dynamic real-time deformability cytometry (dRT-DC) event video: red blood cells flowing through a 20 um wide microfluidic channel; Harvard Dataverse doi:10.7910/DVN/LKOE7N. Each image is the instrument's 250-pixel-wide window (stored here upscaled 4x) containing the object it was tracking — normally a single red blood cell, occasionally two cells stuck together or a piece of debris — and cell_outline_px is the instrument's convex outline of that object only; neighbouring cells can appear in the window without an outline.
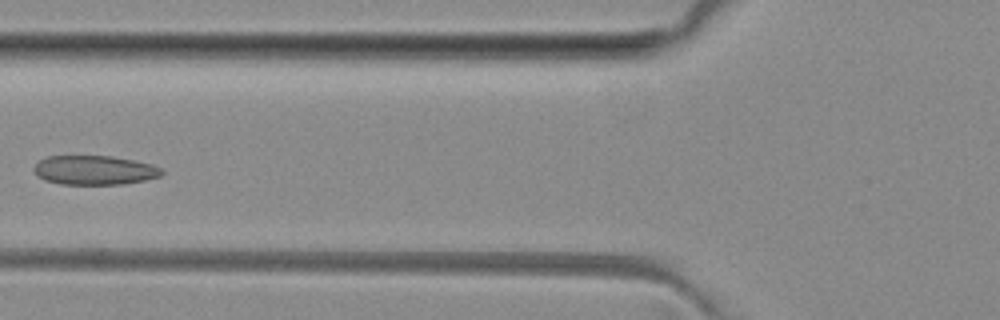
{"species": "common noctule bat (a hibernating species)", "species_latin": "Nyctalus noctula", "temperature_condition": "room temperature", "stored_images_in_passage": 5, "camera_frame_rate_fps": 3000, "um_per_image_px": 0.085, "animal": {"sex": "female", "body_mass_g": 29.2, "forearm_length_mm": 56.3}, "frame": {"image": 1, "passage_image": 5, "time_ms": 4.667, "image_size_px": [1000, 320], "cell_outline_px": [[164, 172], [160, 176], [144, 180], [124, 184], [60, 184], [44, 180], [36, 176], [32, 168], [40, 160], [48, 156], [108, 156], [132, 160], [152, 164], [160, 168]], "centroid_in_image_um": [7.99, 14.47], "position_along_channel_um": 117.8, "area_um2": 21.73}}